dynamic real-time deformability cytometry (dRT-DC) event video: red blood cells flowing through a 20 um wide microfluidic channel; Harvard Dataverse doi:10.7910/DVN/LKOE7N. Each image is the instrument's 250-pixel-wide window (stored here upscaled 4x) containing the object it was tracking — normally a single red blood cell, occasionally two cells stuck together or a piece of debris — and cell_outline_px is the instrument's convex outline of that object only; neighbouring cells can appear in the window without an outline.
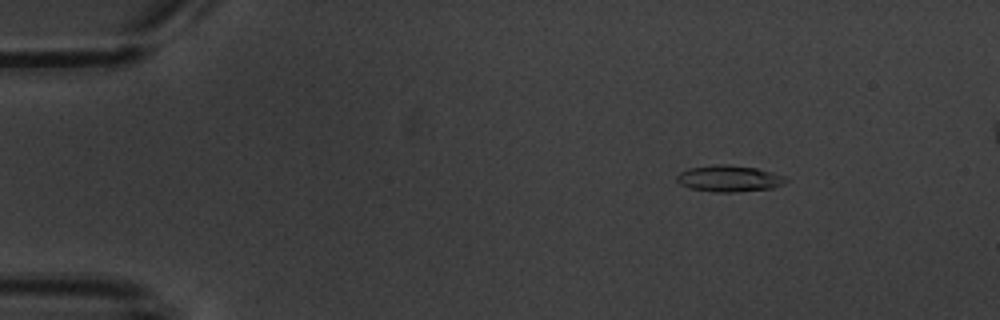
{"species": "common noctule bat (a hibernating species)", "species_latin": "Nyctalus noctula", "temperature_condition": "warm", "stored_images_in_passage": 7, "camera_frame_rate_fps": 3000, "um_per_image_px": 0.085, "animal": {"sex": "male", "body_mass_g": 20.1, "forearm_length_mm": 53.5}, "frame": {"image": 1, "passage_image": 2, "time_ms": 1.0, "image_size_px": [1000, 320], "cell_outline_px": [[788, 180], [784, 184], [772, 188], [736, 192], [712, 192], [688, 188], [680, 184], [676, 180], [676, 176], [680, 172], [688, 168], [716, 164], [728, 164], [756, 168], [772, 172], [784, 176]], "centroid_in_image_um": [61.95, 15.18], "position_along_channel_um": 23.1, "area_um2": 16.94}}
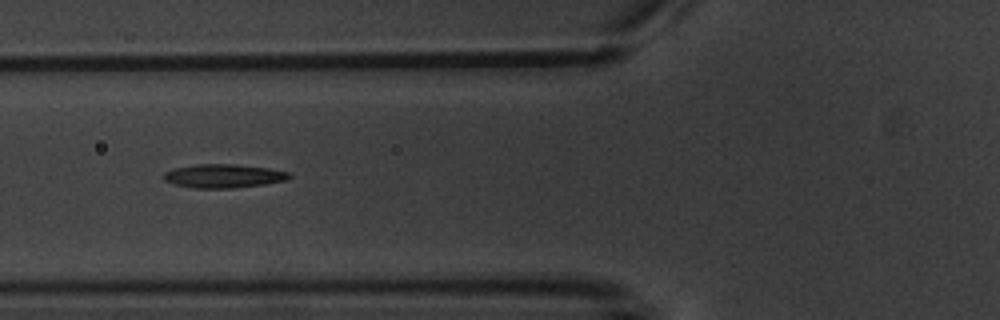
{"frame": {"image": 2, "passage_image": 6, "time_ms": 5.667, "image_size_px": [1000, 320], "cell_outline_px": [[292, 176], [288, 180], [264, 184], [236, 188], [192, 188], [176, 184], [164, 180], [164, 172], [172, 168], [196, 164], [236, 164], [268, 168], [288, 172]], "centroid_in_image_um": [19.0, 14.95], "position_along_channel_um": 106.8, "area_um2": 17.4}}
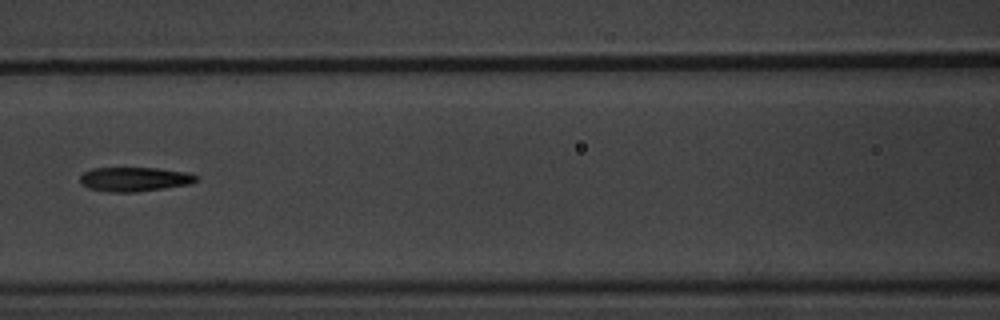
{"frame": {"image": 3, "passage_image": 7, "time_ms": 7.0, "image_size_px": [1000, 320], "cell_outline_px": [[200, 176], [196, 180], [188, 184], [164, 188], [136, 192], [108, 192], [88, 188], [80, 184], [80, 176], [84, 172], [92, 168], [156, 168], [188, 172]], "centroid_in_image_um": [11.41, 15.23], "position_along_channel_um": 155.2, "area_um2": 16.47}}